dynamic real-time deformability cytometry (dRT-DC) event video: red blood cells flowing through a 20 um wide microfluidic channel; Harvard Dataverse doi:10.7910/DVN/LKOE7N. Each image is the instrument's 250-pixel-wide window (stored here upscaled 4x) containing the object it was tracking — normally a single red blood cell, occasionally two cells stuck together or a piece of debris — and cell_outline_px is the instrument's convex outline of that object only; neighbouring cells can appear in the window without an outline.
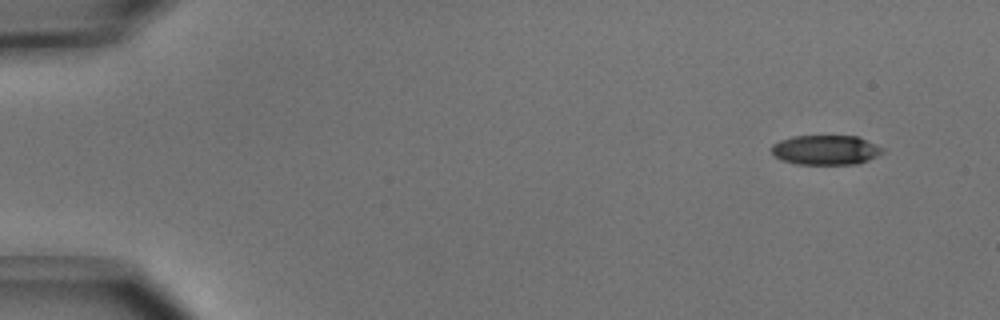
{"species": "common noctule bat (a hibernating species)", "species_latin": "Nyctalus noctula", "temperature_condition": "cold", "stored_images_in_passage": 48, "camera_frame_rate_fps": 3000, "um_per_image_px": 0.085, "animal": {"sex": "male", "body_mass_g": 15.6}, "frame": {"image": 1, "passage_image": 1, "time_ms": 0.0, "image_size_px": [1000, 320], "cell_outline_px": [[884, 152], [868, 160], [856, 164], [796, 164], [784, 160], [776, 156], [772, 152], [772, 144], [780, 140], [792, 136], [856, 136], [884, 148]], "centroid_in_image_um": [70.19, 12.74], "position_along_channel_um": 14.8, "area_um2": 19.02}}
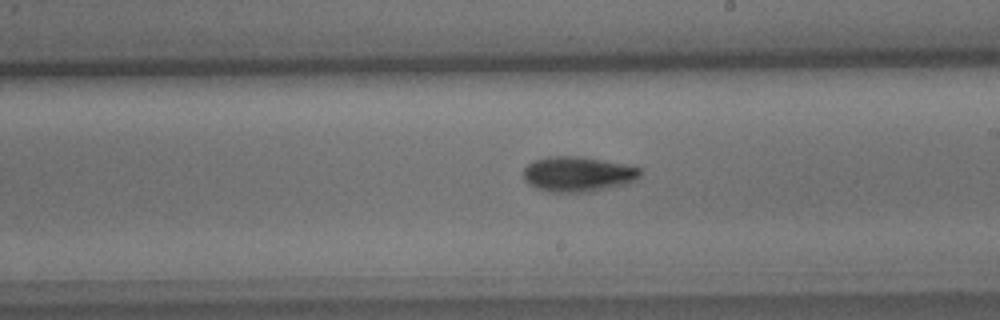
{"frame": {"image": 2, "passage_image": 27, "time_ms": 8.667, "image_size_px": [1000, 320], "cell_outline_px": [[640, 176], [636, 180], [624, 184], [592, 192], [552, 192], [540, 188], [524, 180], [524, 168], [532, 160], [548, 156], [580, 156], [624, 164], [640, 168]], "centroid_in_image_um": [49.12, 14.79], "position_along_channel_um": 239.9, "area_um2": 23.76}}
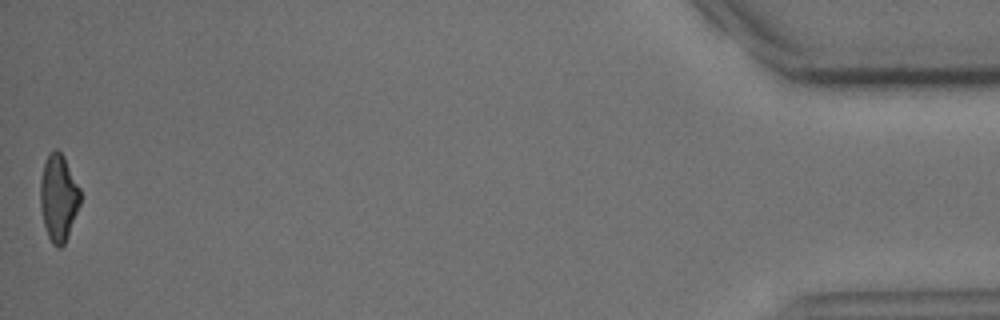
{"frame": {"image": 3, "passage_image": 48, "time_ms": 15.667, "image_size_px": [1000, 320], "cell_outline_px": [[80, 204], [64, 244], [60, 248], [56, 248], [52, 244], [48, 236], [44, 224], [40, 208], [40, 180], [44, 164], [48, 152], [56, 148], [64, 156], [80, 188]], "centroid_in_image_um": [4.96, 16.79], "position_along_channel_um": 430.2, "area_um2": 20.23}, "authors_computed_cell_mechanics": {"area_um2": 21.675, "velocity_mm_per_s": 3.9689, "shape_relaxation_time_tau1_ms": 2.5236, "shape_relaxation_time_tau2_ms": 9.1618, "deformation_change_tau1": 0.1387, "deformation_change_tau2": 0.1846}}